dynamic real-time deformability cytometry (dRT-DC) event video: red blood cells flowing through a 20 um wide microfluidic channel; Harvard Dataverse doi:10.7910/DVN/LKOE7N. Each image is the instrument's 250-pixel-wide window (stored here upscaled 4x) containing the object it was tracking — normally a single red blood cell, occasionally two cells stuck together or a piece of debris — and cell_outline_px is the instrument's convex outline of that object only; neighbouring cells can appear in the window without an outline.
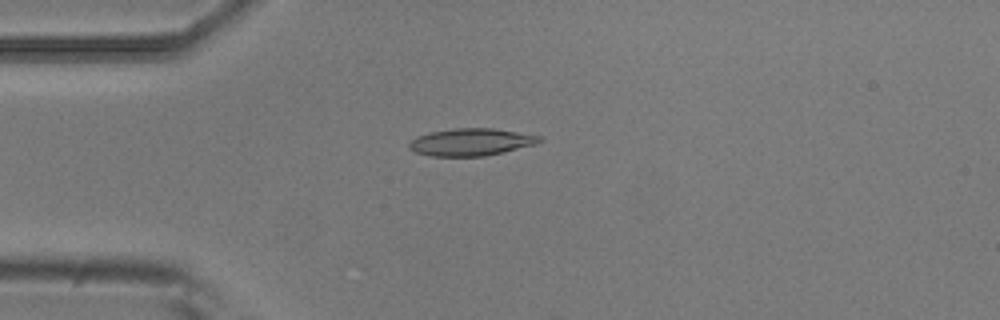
{"species": "common noctule bat (a hibernating species)", "species_latin": "Nyctalus noctula", "temperature_condition": "room temperature", "stored_images_in_passage": 4, "camera_frame_rate_fps": 3000, "um_per_image_px": 0.085, "animal": {"sex": "male", "body_mass_g": 20.5, "forearm_length_mm": 52.5}, "frame": {"image": 1, "passage_image": 4, "time_ms": 1.0, "image_size_px": [1000, 320], "cell_outline_px": [[544, 140], [536, 144], [504, 152], [484, 156], [432, 156], [416, 152], [408, 148], [408, 144], [416, 136], [432, 132], [452, 128], [492, 128], [544, 136]], "centroid_in_image_um": [40.08, 12.07], "position_along_channel_um": 44.9, "area_um2": 20.81}}